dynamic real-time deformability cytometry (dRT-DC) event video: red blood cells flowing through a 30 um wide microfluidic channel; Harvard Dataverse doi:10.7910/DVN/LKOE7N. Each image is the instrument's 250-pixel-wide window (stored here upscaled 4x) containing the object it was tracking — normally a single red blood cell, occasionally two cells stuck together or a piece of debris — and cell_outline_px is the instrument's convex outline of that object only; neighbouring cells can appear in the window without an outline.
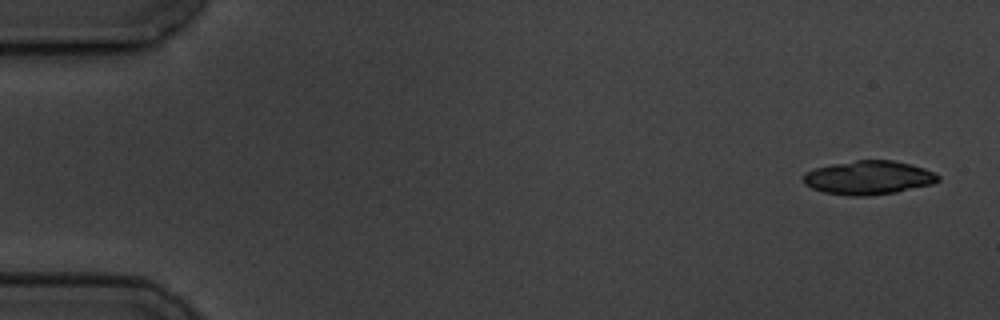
{"species": "common noctule bat (a hibernating species)", "species_latin": "Nyctalus noctula", "temperature_condition": "cold", "stored_images_in_passage": 6, "segment_of_instrument_passage": [1, 2], "camera_frame_rate_fps": 3000, "um_per_image_px": 0.085, "animal": {"sex": "male", "body_mass_g": 19.5, "forearm_length_mm": 54.6}, "frame": {"image": 1, "passage_image": 1, "time_ms": 0.0, "image_size_px": [1000, 320], "cell_outline_px": [[940, 180], [932, 184], [896, 192], [868, 196], [852, 196], [824, 192], [812, 188], [804, 184], [804, 172], [812, 168], [832, 164], [856, 160], [892, 160], [912, 164], [936, 172], [940, 176]], "centroid_in_image_um": [73.84, 15.09], "position_along_channel_um": 11.2, "area_um2": 26.7}}